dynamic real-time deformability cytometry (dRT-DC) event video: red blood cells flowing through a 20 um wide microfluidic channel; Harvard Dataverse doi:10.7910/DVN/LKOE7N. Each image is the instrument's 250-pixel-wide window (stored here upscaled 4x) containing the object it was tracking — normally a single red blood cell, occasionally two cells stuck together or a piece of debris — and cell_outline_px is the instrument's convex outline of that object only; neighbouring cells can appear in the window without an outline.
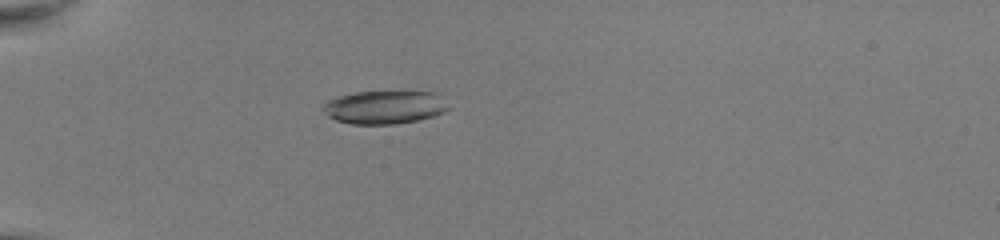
{"species": "common noctule bat (a hibernating species)", "species_latin": "Nyctalus noctula", "temperature_condition": "room temperature", "stored_images_in_passage": 53, "camera_frame_rate_fps": 3000, "um_per_image_px": 0.085, "animal": {"sex": "female", "body_mass_g": 22.0, "forearm_length_mm": 56.7}, "frame": {"image": 1, "passage_image": 18, "time_ms": 5.667, "image_size_px": [1000, 240], "cell_outline_px": [[452, 108], [444, 112], [432, 116], [416, 120], [396, 124], [352, 124], [336, 120], [328, 116], [324, 112], [324, 104], [328, 100], [340, 96], [356, 92], [396, 88], [404, 88], [436, 92], [444, 96]], "centroid_in_image_um": [32.82, 9.04], "position_along_channel_um": 52.2, "area_um2": 25.61}}
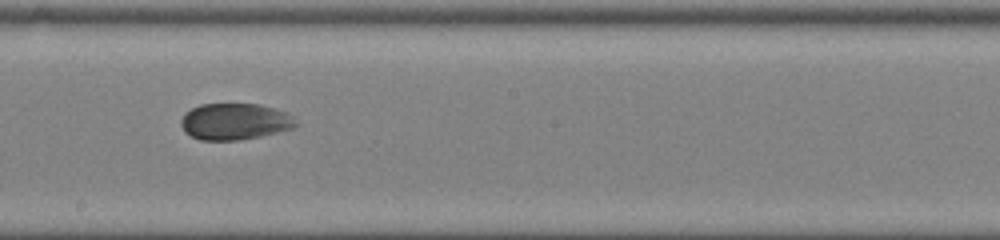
{"frame": {"image": 2, "passage_image": 33, "time_ms": 10.667, "image_size_px": [1000, 240], "cell_outline_px": [[300, 124], [292, 128], [260, 136], [240, 140], [200, 140], [184, 132], [180, 124], [180, 120], [184, 112], [200, 104], [260, 104], [288, 112]], "centroid_in_image_um": [19.95, 10.32], "position_along_channel_um": 228.3, "area_um2": 24.62}}
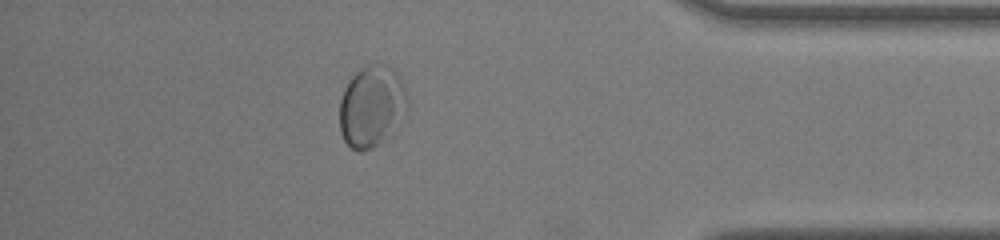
{"frame": {"image": 3, "passage_image": 48, "time_ms": 15.667, "image_size_px": [1000, 240], "cell_outline_px": [[404, 92], [400, 108], [380, 140], [372, 148], [356, 152], [344, 140], [340, 132], [340, 100], [344, 88], [348, 80], [364, 64], [380, 64], [392, 68], [400, 76], [404, 88]], "centroid_in_image_um": [31.42, 8.94], "position_along_channel_um": 403.8, "area_um2": 29.94}}